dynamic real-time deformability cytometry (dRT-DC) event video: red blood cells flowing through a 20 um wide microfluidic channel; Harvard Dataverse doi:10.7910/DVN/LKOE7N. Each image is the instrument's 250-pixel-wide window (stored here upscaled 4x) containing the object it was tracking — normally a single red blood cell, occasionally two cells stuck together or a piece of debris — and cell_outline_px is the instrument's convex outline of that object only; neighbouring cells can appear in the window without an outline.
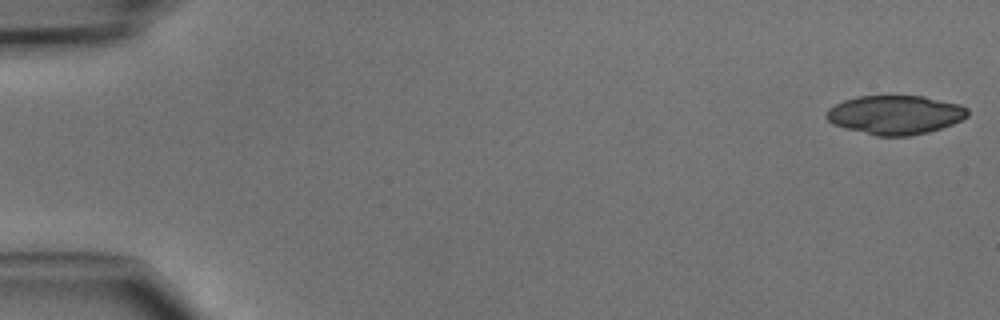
{"species": "common noctule bat (a hibernating species)", "species_latin": "Nyctalus noctula", "temperature_condition": "cold", "stored_images_in_passage": 20, "camera_frame_rate_fps": 3000, "um_per_image_px": 0.085, "animal": {"sex": "male", "body_mass_g": 15.6}, "frame": {"image": 1, "passage_image": 1, "time_ms": 0.0, "image_size_px": [1000, 320], "cell_outline_px": [[968, 116], [952, 124], [928, 132], [908, 136], [876, 136], [832, 124], [824, 116], [828, 108], [844, 100], [856, 96], [924, 96], [960, 104], [968, 108]], "centroid_in_image_um": [76.08, 9.75], "position_along_channel_um": 8.9, "area_um2": 32.08}}